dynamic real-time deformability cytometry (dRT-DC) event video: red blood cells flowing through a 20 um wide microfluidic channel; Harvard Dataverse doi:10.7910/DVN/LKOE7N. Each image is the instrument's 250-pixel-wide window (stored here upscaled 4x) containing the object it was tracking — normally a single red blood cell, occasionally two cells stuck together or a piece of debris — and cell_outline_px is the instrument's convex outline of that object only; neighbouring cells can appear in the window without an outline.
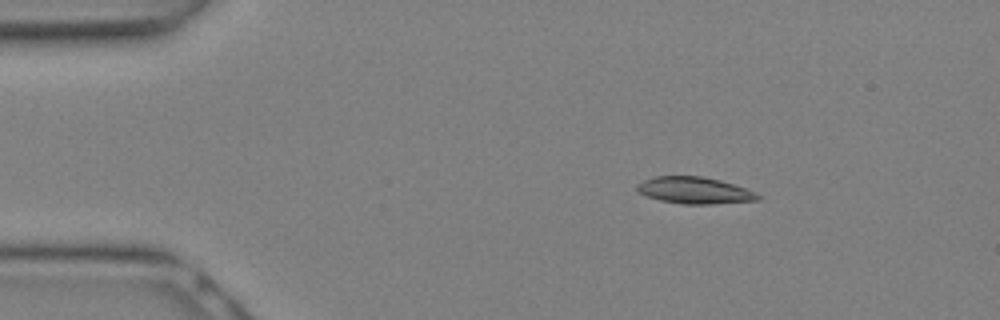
{"species": "Egyptian fruit bat (a non-hibernating species)", "species_latin": "Rousettus aegyptiacus", "temperature_condition": "warm", "stored_images_in_passage": 12, "camera_frame_rate_fps": 3000, "um_per_image_px": 0.085, "animal": {"sex": "female"}, "frame": {"image": 1, "passage_image": 6, "time_ms": 1.667, "image_size_px": [1000, 320], "cell_outline_px": [[760, 200], [712, 204], [684, 204], [660, 200], [648, 196], [640, 192], [636, 188], [636, 184], [644, 180], [656, 176], [700, 176], [720, 180], [756, 192], [760, 196]], "centroid_in_image_um": [59.04, 16.18], "position_along_channel_um": 26.0, "area_um2": 18.61}}
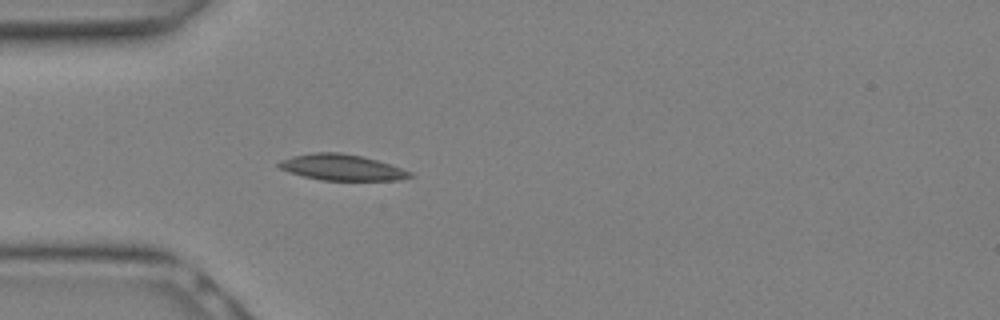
{"frame": {"image": 2, "passage_image": 10, "time_ms": 3.0, "image_size_px": [1000, 320], "cell_outline_px": [[412, 176], [396, 180], [320, 180], [304, 176], [280, 168], [276, 164], [280, 160], [312, 152], [340, 152], [360, 156], [376, 160], [412, 172]], "centroid_in_image_um": [29.03, 14.22], "position_along_channel_um": 56.0, "area_um2": 19.42}}